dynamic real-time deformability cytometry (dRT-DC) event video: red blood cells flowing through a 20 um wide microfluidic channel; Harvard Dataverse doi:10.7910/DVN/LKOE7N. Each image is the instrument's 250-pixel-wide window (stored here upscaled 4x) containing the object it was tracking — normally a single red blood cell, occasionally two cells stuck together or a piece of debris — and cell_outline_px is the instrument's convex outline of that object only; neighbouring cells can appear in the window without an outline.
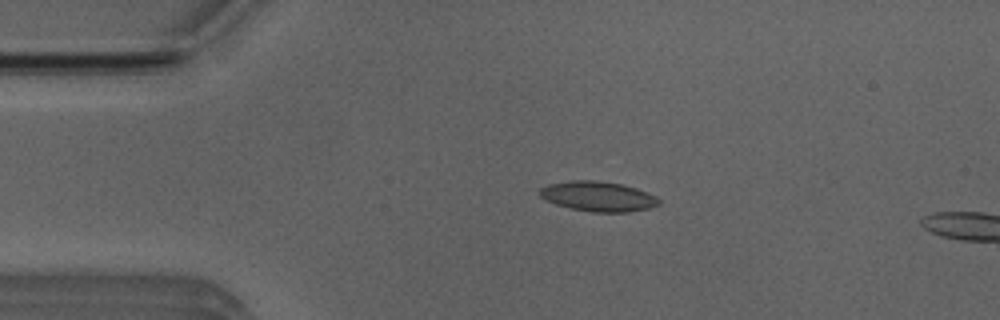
{"species": "Egyptian fruit bat (a non-hibernating species)", "species_latin": "Rousettus aegyptiacus", "temperature_condition": "room temperature", "stored_images_in_passage": 13, "camera_frame_rate_fps": 3000, "um_per_image_px": 0.085, "animal": {"sex": "male"}, "frame": {"image": 1, "passage_image": 10, "time_ms": 3.0, "image_size_px": [1000, 320], "cell_outline_px": [[660, 204], [648, 208], [628, 212], [592, 212], [572, 208], [556, 204], [544, 200], [540, 196], [540, 188], [548, 184], [572, 180], [596, 180], [620, 184], [636, 188], [656, 196], [660, 200]], "centroid_in_image_um": [50.82, 16.69], "position_along_channel_um": 34.2, "area_um2": 20.69}}